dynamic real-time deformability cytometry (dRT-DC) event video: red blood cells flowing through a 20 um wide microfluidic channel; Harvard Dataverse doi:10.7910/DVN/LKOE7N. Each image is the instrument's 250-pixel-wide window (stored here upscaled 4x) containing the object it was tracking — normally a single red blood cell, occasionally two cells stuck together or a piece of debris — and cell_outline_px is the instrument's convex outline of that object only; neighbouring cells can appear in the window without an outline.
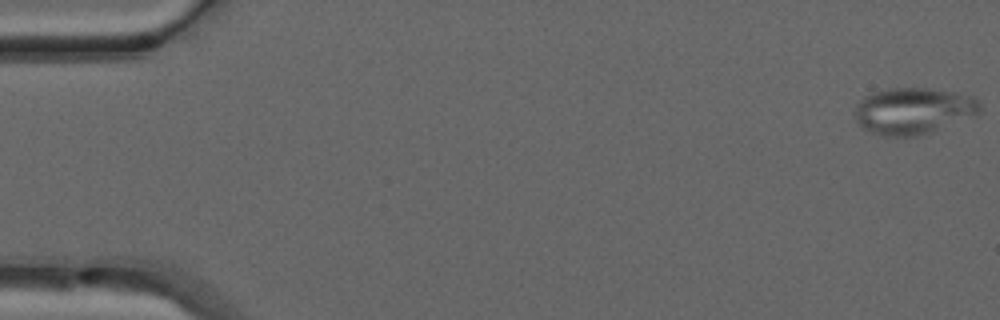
{"species": "common noctule bat (a hibernating species)", "species_latin": "Nyctalus noctula", "temperature_condition": "warm", "stored_images_in_passage": 51, "camera_frame_rate_fps": 3000, "um_per_image_px": 0.085, "animal": {"sex": "male", "forearm_length_mm": 52.5}, "frame": {"image": 1, "passage_image": 1, "time_ms": 0.0, "image_size_px": [1000, 320], "cell_outline_px": [[980, 112], [920, 136], [884, 136], [872, 132], [864, 128], [856, 120], [856, 104], [864, 96], [872, 92], [888, 88], [928, 88], [956, 92], [972, 96], [980, 100]], "centroid_in_image_um": [77.62, 9.4], "position_along_channel_um": 7.4, "area_um2": 33.64}}
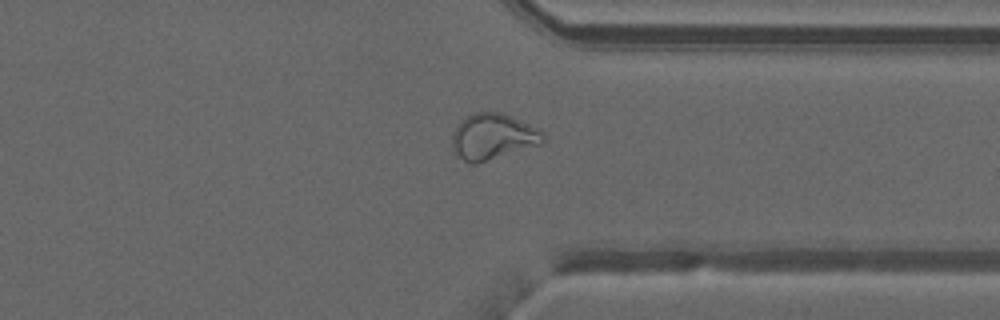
{"frame": {"image": 2, "passage_image": 39, "time_ms": 12.667, "image_size_px": [1000, 320], "cell_outline_px": [[544, 140], [540, 144], [476, 164], [468, 164], [456, 156], [452, 148], [452, 136], [460, 120], [476, 112], [504, 112], [544, 132]], "centroid_in_image_um": [41.86, 11.62], "position_along_channel_um": 369.5, "area_um2": 24.33}}
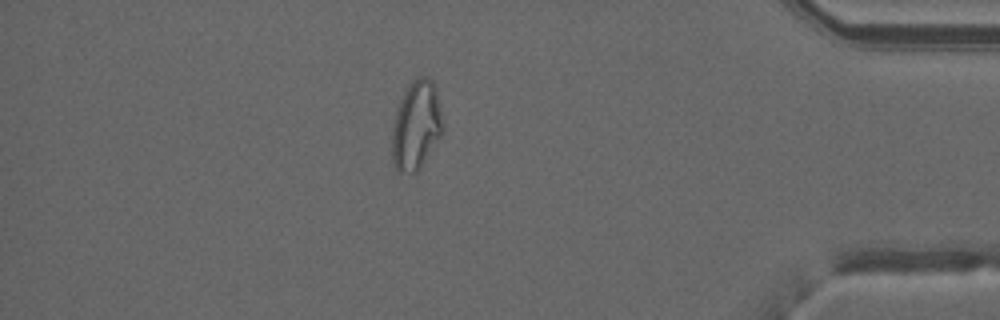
{"frame": {"image": 3, "passage_image": 44, "time_ms": 14.333, "image_size_px": [1000, 320], "cell_outline_px": [[444, 132], [420, 168], [416, 172], [396, 172], [392, 160], [392, 128], [396, 108], [404, 88], [416, 76], [428, 76], [436, 84], [444, 124]], "centroid_in_image_um": [35.39, 10.61], "position_along_channel_um": 399.8, "area_um2": 27.17}, "authors_computed_cell_mechanics": {"area_um2": 27.2238, "velocity_mm_per_s": 4.0552, "shape_relaxation_time_tau1_ms": null, "shape_relaxation_time_tau2_ms": 1.5065, "deformation_change_tau1": null, "deformation_change_tau2": 0.0989}}